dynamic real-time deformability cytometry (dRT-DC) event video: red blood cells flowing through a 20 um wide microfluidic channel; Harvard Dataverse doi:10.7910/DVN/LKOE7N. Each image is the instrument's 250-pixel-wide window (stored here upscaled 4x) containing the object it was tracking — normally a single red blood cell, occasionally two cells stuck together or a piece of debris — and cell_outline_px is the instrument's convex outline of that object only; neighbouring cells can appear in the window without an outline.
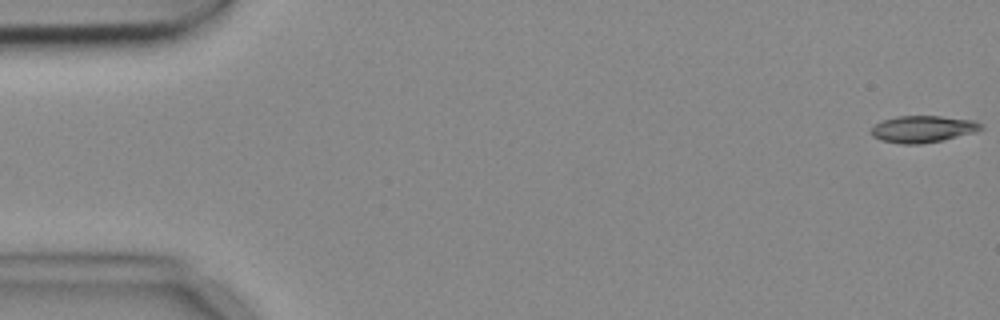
{"species": "common noctule bat (a hibernating species)", "species_latin": "Nyctalus noctula", "temperature_condition": "cold", "stored_images_in_passage": 6, "camera_frame_rate_fps": 3000, "um_per_image_px": 0.085, "animal": {"sex": "female", "body_mass_g": 18.4}, "frame": {"image": 1, "passage_image": 1, "time_ms": 0.0, "image_size_px": [1000, 320], "cell_outline_px": [[984, 128], [976, 132], [944, 140], [920, 144], [904, 144], [880, 140], [872, 136], [872, 128], [876, 124], [884, 120], [896, 116], [940, 116], [976, 120], [984, 124]], "centroid_in_image_um": [78.51, 10.97], "position_along_channel_um": 6.5, "area_um2": 17.28}}
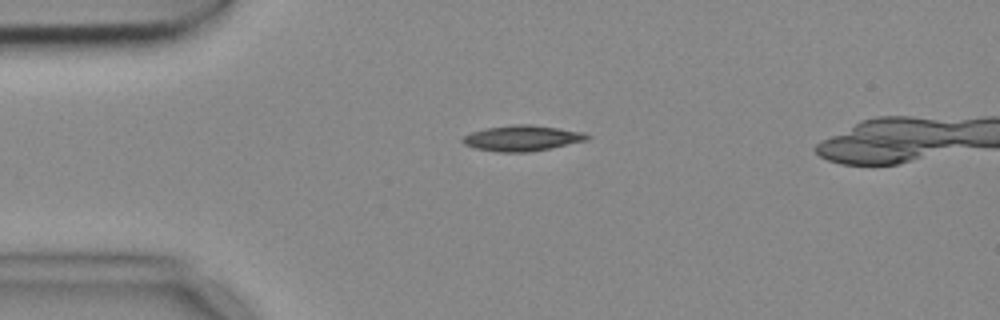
{"frame": {"image": 2, "passage_image": 4, "time_ms": 1.0, "image_size_px": [1000, 320], "cell_outline_px": [[592, 136], [588, 140], [552, 148], [528, 152], [500, 152], [476, 148], [464, 144], [460, 140], [464, 136], [472, 132], [484, 128], [516, 124], [532, 124], [584, 132]], "centroid_in_image_um": [44.41, 11.74], "position_along_channel_um": 40.6, "area_um2": 18.67}}